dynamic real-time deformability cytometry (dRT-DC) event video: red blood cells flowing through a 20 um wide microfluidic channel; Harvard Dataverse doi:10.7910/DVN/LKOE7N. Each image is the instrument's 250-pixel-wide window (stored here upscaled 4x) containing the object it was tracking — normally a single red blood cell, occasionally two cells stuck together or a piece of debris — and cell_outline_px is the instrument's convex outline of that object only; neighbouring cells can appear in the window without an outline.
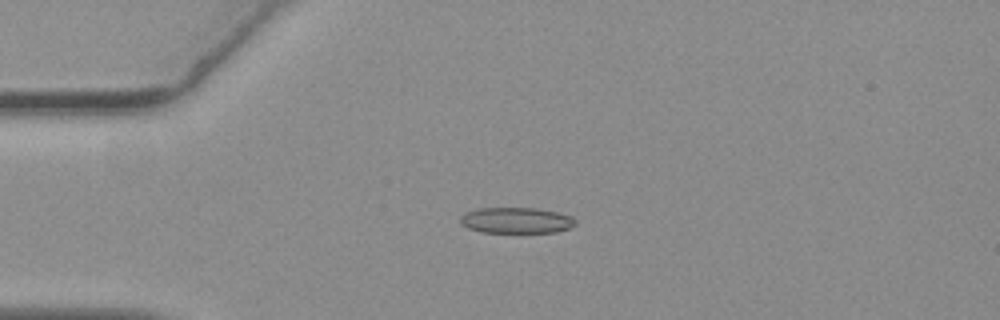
{"species": "common noctule bat (a hibernating species)", "species_latin": "Nyctalus noctula", "temperature_condition": "warm", "stored_images_in_passage": 56, "camera_frame_rate_fps": 3000, "um_per_image_px": 0.085, "animal": {"sex": "female", "body_mass_g": 19.3, "forearm_length_mm": 54.1}, "frame": {"image": 1, "passage_image": 14, "time_ms": 4.333, "image_size_px": [1000, 320], "cell_outline_px": [[576, 224], [568, 228], [556, 232], [480, 232], [468, 228], [460, 224], [460, 216], [468, 212], [480, 208], [536, 208], [556, 212], [572, 216], [576, 220]], "centroid_in_image_um": [43.88, 18.73], "position_along_channel_um": 41.1, "area_um2": 17.28}}
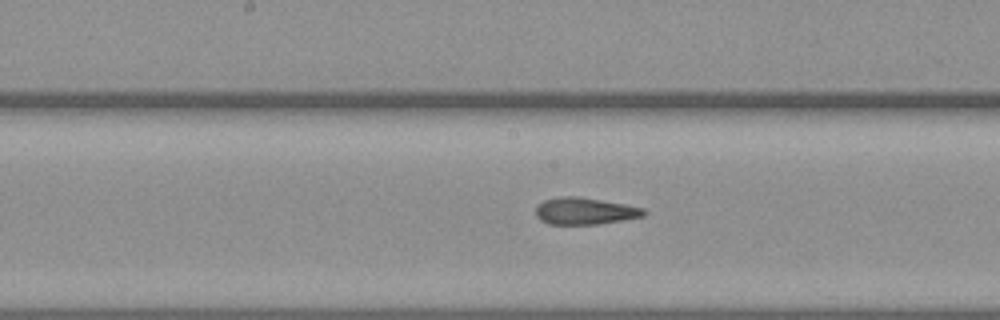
{"frame": {"image": 2, "passage_image": 29, "time_ms": 9.333, "image_size_px": [1000, 320], "cell_outline_px": [[644, 216], [596, 224], [548, 224], [540, 220], [536, 216], [536, 204], [544, 200], [560, 196], [576, 196], [624, 204], [644, 208]], "centroid_in_image_um": [49.64, 17.93], "position_along_channel_um": 198.6, "area_um2": 16.76}}
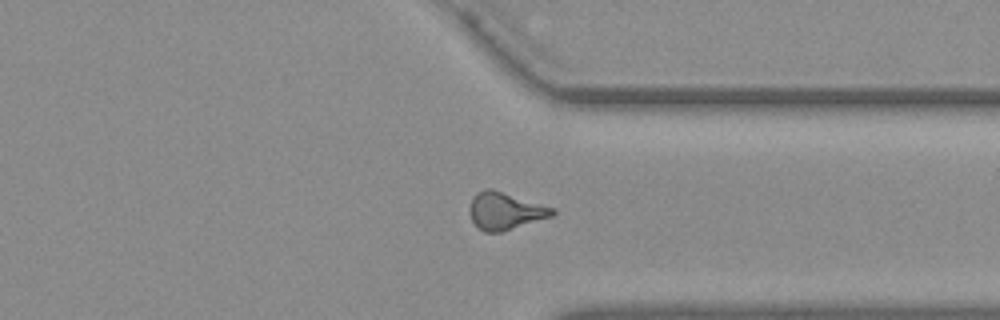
{"frame": {"image": 3, "passage_image": 43, "time_ms": 14.0, "image_size_px": [1000, 320], "cell_outline_px": [[556, 212], [552, 216], [500, 232], [484, 232], [472, 220], [468, 208], [472, 196], [476, 192], [484, 188], [492, 188], [556, 208]], "centroid_in_image_um": [42.93, 17.9], "position_along_channel_um": 368.5, "area_um2": 18.09}, "authors_computed_cell_mechanics": {"area_um2": 17.1088, "velocity_mm_per_s": 3.6693, "shape_relaxation_time_tau1_ms": null, "shape_relaxation_time_tau2_ms": 3.0439, "deformation_change_tau1": null, "deformation_change_tau2": 0.124}}